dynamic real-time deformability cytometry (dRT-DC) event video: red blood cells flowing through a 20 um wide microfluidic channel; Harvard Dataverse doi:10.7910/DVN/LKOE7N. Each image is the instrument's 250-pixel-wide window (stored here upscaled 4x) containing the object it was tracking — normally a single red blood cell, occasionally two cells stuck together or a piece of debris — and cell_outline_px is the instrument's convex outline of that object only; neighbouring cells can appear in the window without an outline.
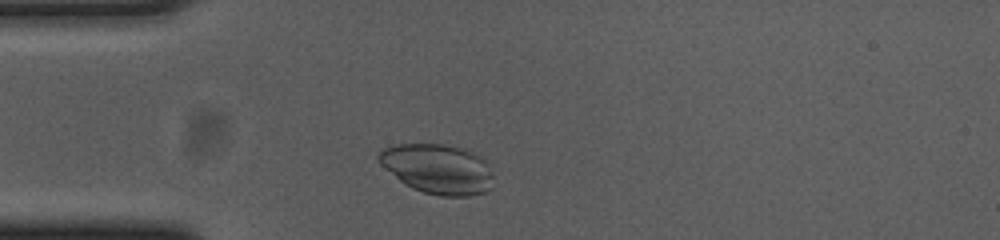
{"species": "common noctule bat (a hibernating species)", "species_latin": "Nyctalus noctula", "temperature_condition": "cold", "stored_images_in_passage": 38, "camera_frame_rate_fps": 3000, "um_per_image_px": 0.085, "animal": {"sex": "female", "body_mass_g": 23.0, "forearm_length_mm": 53.4}, "frame": {"image": 1, "passage_image": 3, "time_ms": 0.667, "image_size_px": [1000, 240], "cell_outline_px": [[492, 188], [484, 192], [468, 196], [440, 196], [424, 192], [412, 188], [404, 184], [384, 168], [376, 160], [376, 156], [384, 148], [396, 144], [444, 144], [460, 148], [484, 160], [492, 176]], "centroid_in_image_um": [37.14, 14.37], "position_along_channel_um": 47.9, "area_um2": 32.95}}
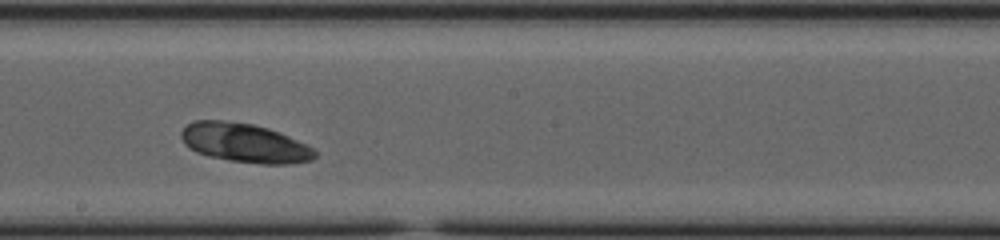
{"frame": {"image": 2, "passage_image": 19, "time_ms": 6.0, "image_size_px": [1000, 240], "cell_outline_px": [[316, 156], [312, 160], [292, 164], [260, 164], [228, 160], [208, 156], [196, 152], [188, 148], [184, 144], [180, 136], [180, 132], [192, 120], [224, 120], [252, 124], [268, 128], [280, 132], [308, 144], [316, 152]], "centroid_in_image_um": [20.79, 12.15], "position_along_channel_um": 227.4, "area_um2": 30.81}}
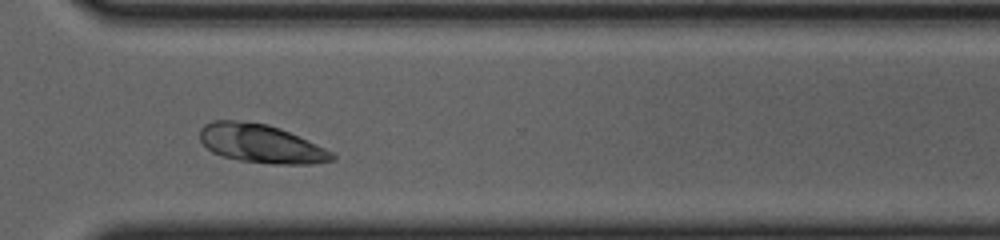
{"frame": {"image": 3, "passage_image": 29, "time_ms": 9.333, "image_size_px": [1000, 240], "cell_outline_px": [[336, 160], [312, 164], [272, 164], [240, 160], [220, 156], [212, 152], [200, 140], [200, 128], [204, 124], [212, 120], [236, 120], [268, 124], [280, 128], [324, 148], [332, 152], [336, 156]], "centroid_in_image_um": [22.16, 12.21], "position_along_channel_um": 348.4, "area_um2": 29.71}}